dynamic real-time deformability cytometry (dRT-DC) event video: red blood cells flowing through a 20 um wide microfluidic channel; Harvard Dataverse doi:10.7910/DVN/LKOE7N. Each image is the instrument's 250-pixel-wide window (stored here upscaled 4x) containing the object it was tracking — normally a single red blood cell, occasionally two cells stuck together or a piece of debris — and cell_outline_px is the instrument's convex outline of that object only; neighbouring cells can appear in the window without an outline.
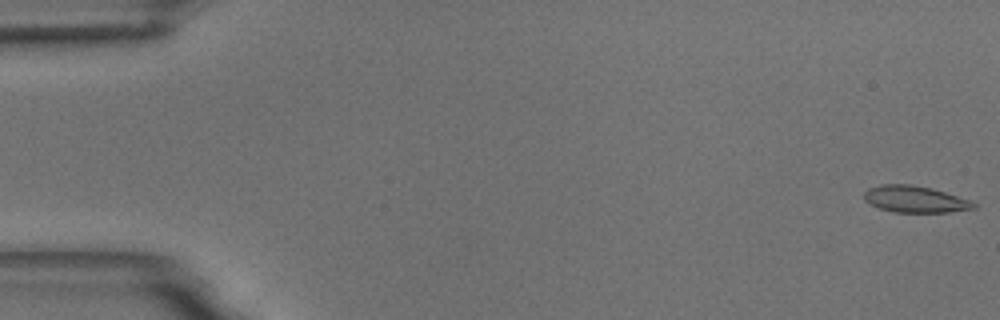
{"species": "common noctule bat (a hibernating species)", "species_latin": "Nyctalus noctula", "temperature_condition": "room temperature", "stored_images_in_passage": 56, "camera_frame_rate_fps": 3000, "um_per_image_px": 0.085, "animal": {"sex": "male", "body_mass_g": 18.8}, "frame": {"image": 1, "passage_image": 1, "time_ms": 0.0, "image_size_px": [1000, 320], "cell_outline_px": [[976, 208], [948, 212], [892, 212], [880, 208], [864, 200], [864, 192], [868, 188], [880, 184], [908, 184], [928, 188], [944, 192], [968, 200], [976, 204]], "centroid_in_image_um": [77.73, 16.93], "position_along_channel_um": 7.3, "area_um2": 16.7}}
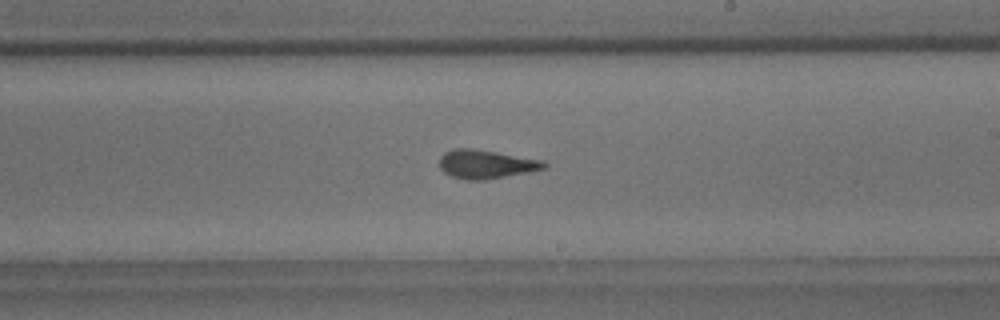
{"frame": {"image": 2, "passage_image": 33, "time_ms": 10.667, "image_size_px": [1000, 320], "cell_outline_px": [[548, 164], [544, 168], [528, 172], [484, 180], [468, 180], [452, 176], [444, 172], [440, 168], [440, 156], [444, 152], [456, 148], [472, 148], [544, 160]], "centroid_in_image_um": [41.3, 13.95], "position_along_channel_um": 247.7, "area_um2": 17.4}}
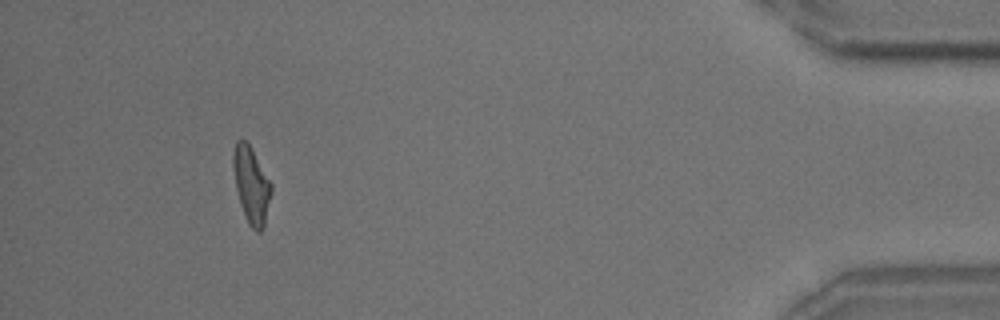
{"frame": {"image": 3, "passage_image": 52, "time_ms": 17.0, "image_size_px": [1000, 320], "cell_outline_px": [[272, 192], [264, 228], [260, 232], [256, 232], [248, 224], [244, 216], [240, 204], [236, 188], [232, 164], [232, 152], [236, 140], [244, 140], [248, 144], [272, 184]], "centroid_in_image_um": [21.36, 15.77], "position_along_channel_um": 413.8, "area_um2": 16.99}, "authors_computed_cell_mechanics": {"area_um2": 17.0799, "velocity_mm_per_s": 3.6214, "shape_relaxation_time_tau1_ms": 9.058, "shape_relaxation_time_tau2_ms": 2.3111, "deformation_change_tau1": 0.2269, "deformation_change_tau2": 0.1061}}